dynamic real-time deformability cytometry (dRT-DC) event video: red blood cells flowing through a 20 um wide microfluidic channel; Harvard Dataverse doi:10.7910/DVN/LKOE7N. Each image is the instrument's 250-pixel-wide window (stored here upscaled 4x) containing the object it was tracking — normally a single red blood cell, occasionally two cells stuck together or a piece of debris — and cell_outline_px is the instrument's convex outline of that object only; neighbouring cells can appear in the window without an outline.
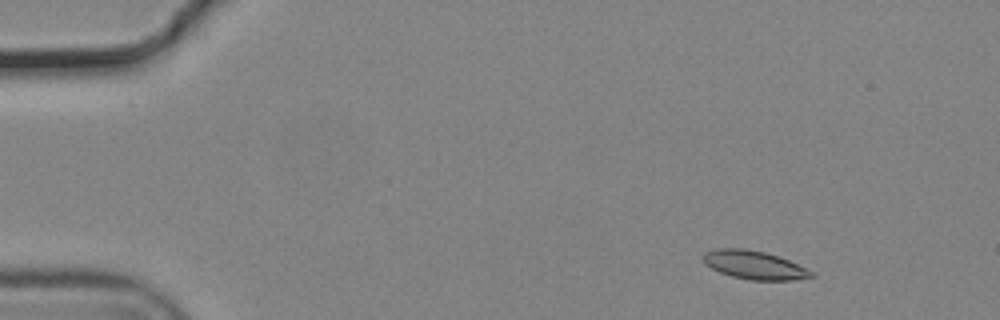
{"species": "common noctule bat (a hibernating species)", "species_latin": "Nyctalus noctula", "temperature_condition": "cold", "stored_images_in_passage": 20, "camera_frame_rate_fps": 3000, "um_per_image_px": 0.085, "animal": {"sex": "male", "body_mass_g": 19.2, "forearm_length_mm": 51.8}, "frame": {"image": 1, "passage_image": 5, "time_ms": 1.333, "image_size_px": [1000, 320], "cell_outline_px": [[816, 276], [792, 280], [752, 280], [732, 276], [720, 272], [704, 264], [700, 256], [704, 252], [716, 248], [744, 248], [764, 252], [788, 260], [812, 272]], "centroid_in_image_um": [64.03, 22.51], "position_along_channel_um": 21.0, "area_um2": 17.8}}
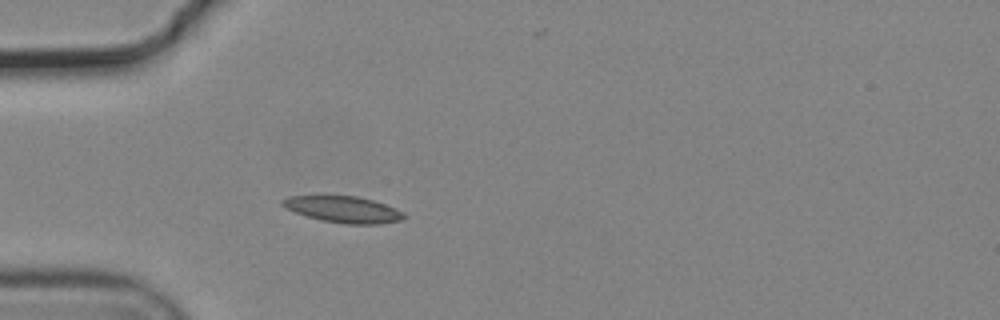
{"frame": {"image": 2, "passage_image": 15, "time_ms": 4.667, "image_size_px": [1000, 320], "cell_outline_px": [[408, 216], [404, 220], [376, 224], [344, 224], [320, 220], [296, 212], [280, 204], [280, 200], [288, 196], [356, 196], [372, 200], [396, 208], [404, 212]], "centroid_in_image_um": [29.23, 17.81], "position_along_channel_um": 55.8, "area_um2": 18.67}}
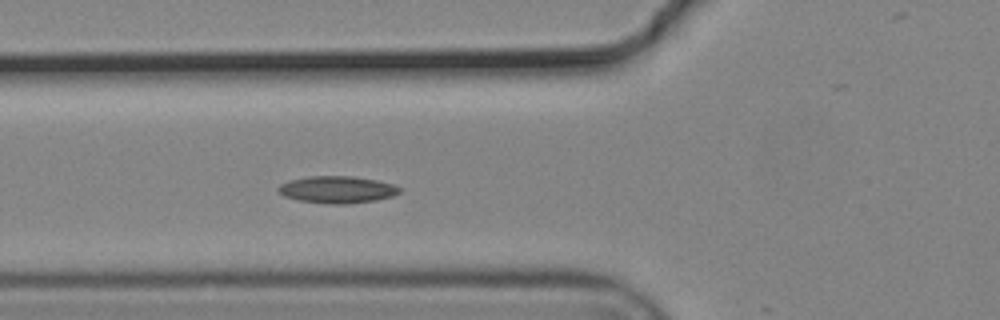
{"frame": {"image": 3, "passage_image": 19, "time_ms": 6.0, "image_size_px": [1000, 320], "cell_outline_px": [[400, 192], [392, 196], [376, 200], [344, 204], [328, 204], [296, 200], [284, 196], [276, 192], [276, 188], [280, 184], [288, 180], [308, 176], [352, 176], [376, 180], [392, 184], [400, 188]], "centroid_in_image_um": [28.58, 16.11], "position_along_channel_um": 97.2, "area_um2": 19.25}}